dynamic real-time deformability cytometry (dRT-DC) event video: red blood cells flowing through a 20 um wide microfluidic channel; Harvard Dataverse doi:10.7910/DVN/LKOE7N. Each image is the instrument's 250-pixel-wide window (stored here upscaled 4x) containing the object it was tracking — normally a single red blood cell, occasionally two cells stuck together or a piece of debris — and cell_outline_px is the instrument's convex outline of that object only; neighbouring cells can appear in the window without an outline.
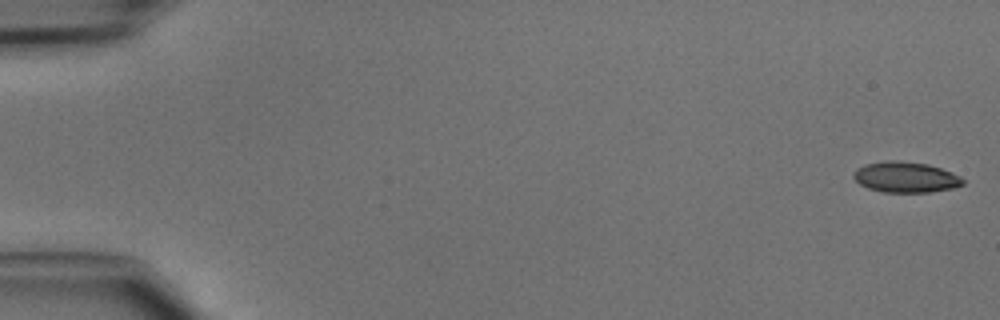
{"species": "common noctule bat (a hibernating species)", "species_latin": "Nyctalus noctula", "temperature_condition": "cold", "stored_images_in_passage": 47, "camera_frame_rate_fps": 3000, "um_per_image_px": 0.085, "animal": {"sex": "male", "body_mass_g": 15.6}, "frame": {"image": 1, "passage_image": 1, "time_ms": 0.0, "image_size_px": [1000, 320], "cell_outline_px": [[964, 184], [956, 188], [932, 192], [884, 192], [868, 188], [860, 184], [852, 176], [852, 172], [856, 168], [864, 164], [888, 160], [928, 164], [952, 172], [960, 176], [964, 180]], "centroid_in_image_um": [76.98, 15.06], "position_along_channel_um": 8.0, "area_um2": 19.65}}
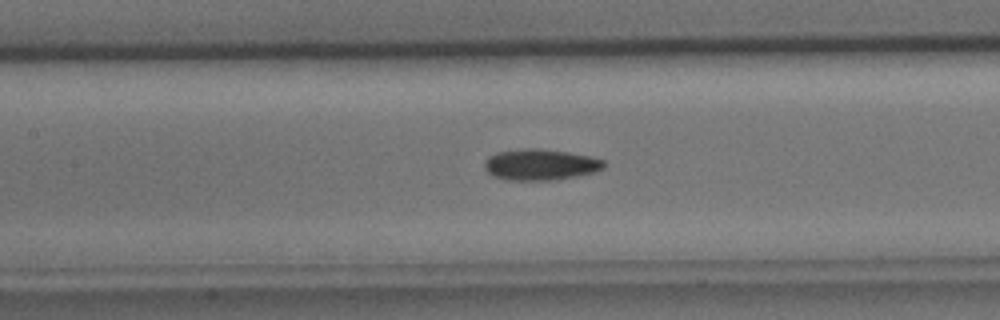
{"frame": {"image": 2, "passage_image": 22, "time_ms": 7.0, "image_size_px": [1000, 320], "cell_outline_px": [[604, 168], [596, 172], [576, 176], [552, 180], [508, 180], [492, 176], [484, 168], [484, 160], [488, 156], [496, 152], [524, 148], [540, 148], [568, 152], [592, 156], [604, 160]], "centroid_in_image_um": [45.92, 13.98], "position_along_channel_um": 161.5, "area_um2": 21.91}}
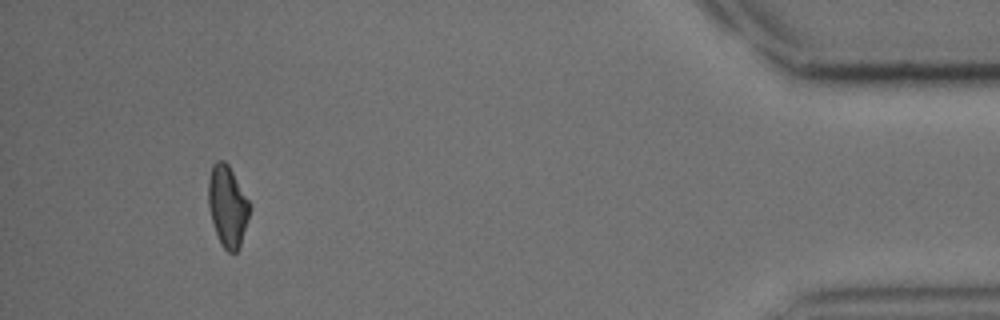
{"frame": {"image": 3, "passage_image": 44, "time_ms": 14.333, "image_size_px": [1000, 320], "cell_outline_px": [[252, 208], [240, 244], [236, 252], [228, 252], [220, 244], [212, 220], [208, 204], [208, 180], [212, 164], [216, 160], [224, 160], [228, 164], [252, 204]], "centroid_in_image_um": [19.35, 17.48], "position_along_channel_um": 415.8, "area_um2": 19.71}}